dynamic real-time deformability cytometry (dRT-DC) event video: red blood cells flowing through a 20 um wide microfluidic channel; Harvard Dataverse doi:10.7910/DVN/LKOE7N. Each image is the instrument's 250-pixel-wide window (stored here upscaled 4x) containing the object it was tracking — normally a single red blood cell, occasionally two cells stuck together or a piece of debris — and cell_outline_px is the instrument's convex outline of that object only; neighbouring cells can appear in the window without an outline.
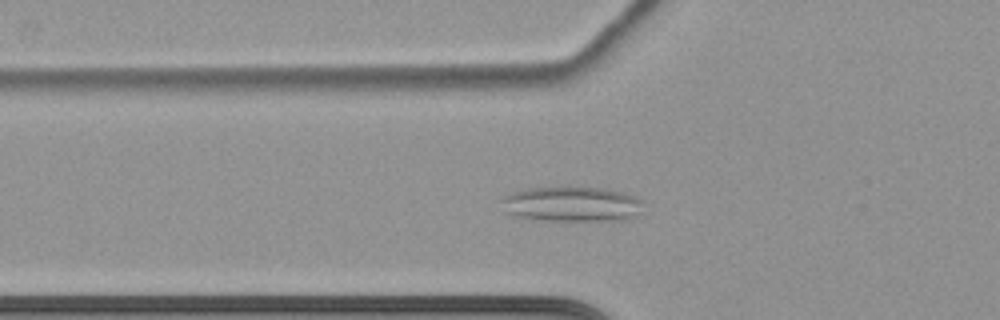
{"species": "common noctule bat (a hibernating species)", "species_latin": "Nyctalus noctula", "temperature_condition": "cold", "stored_images_in_passage": 67, "camera_frame_rate_fps": 3000, "um_per_image_px": 0.085, "animal": {"sex": "female", "body_mass_g": 22.7, "forearm_length_mm": 54.2}, "frame": {"image": 1, "passage_image": 28, "time_ms": 9.0, "image_size_px": [1000, 320], "cell_outline_px": [[640, 212], [636, 216], [628, 220], [536, 220], [512, 216], [504, 212], [500, 200], [504, 196], [512, 192], [528, 188], [608, 188], [624, 192], [636, 196], [640, 200]], "centroid_in_image_um": [48.56, 17.36], "position_along_channel_um": 77.2, "area_um2": 29.07}}
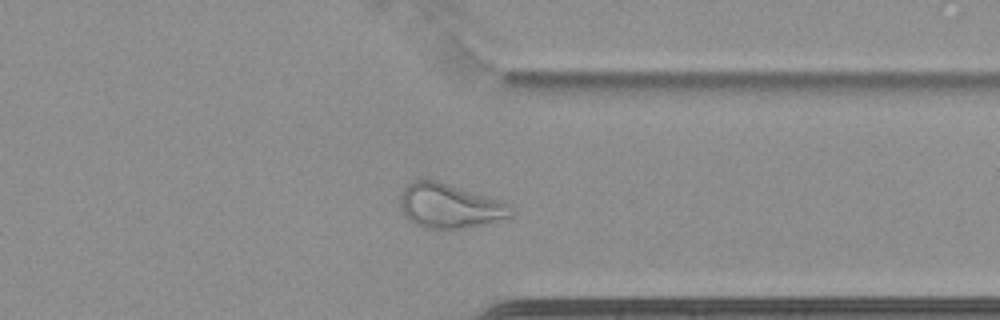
{"frame": {"image": 2, "passage_image": 54, "time_ms": 17.667, "image_size_px": [1000, 320], "cell_outline_px": [[512, 216], [484, 224], [448, 232], [424, 228], [408, 220], [404, 216], [400, 208], [400, 196], [404, 188], [408, 184], [420, 176], [436, 180], [500, 200], [508, 204], [512, 212]], "centroid_in_image_um": [38.14, 17.52], "position_along_channel_um": 373.3, "area_um2": 29.36}}
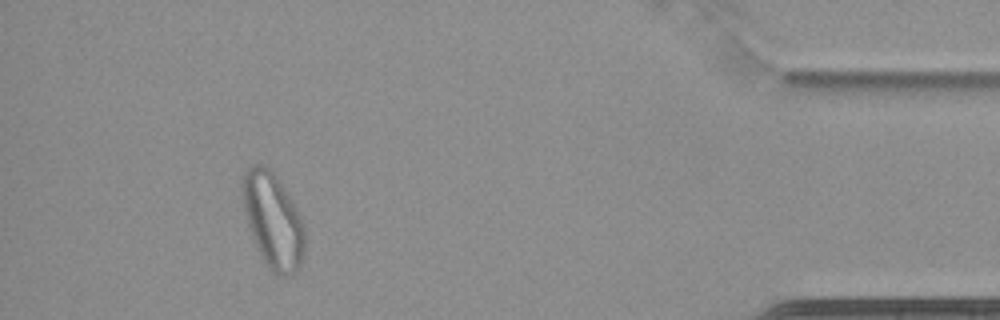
{"frame": {"image": 3, "passage_image": 62, "time_ms": 20.333, "image_size_px": [1000, 320], "cell_outline_px": [[304, 252], [300, 268], [296, 272], [288, 276], [276, 276], [268, 268], [256, 244], [248, 224], [244, 208], [244, 172], [252, 164], [260, 164], [268, 168], [276, 176], [296, 208], [304, 224]], "centroid_in_image_um": [23.24, 18.8], "position_along_channel_um": 412.0, "area_um2": 33.81}}